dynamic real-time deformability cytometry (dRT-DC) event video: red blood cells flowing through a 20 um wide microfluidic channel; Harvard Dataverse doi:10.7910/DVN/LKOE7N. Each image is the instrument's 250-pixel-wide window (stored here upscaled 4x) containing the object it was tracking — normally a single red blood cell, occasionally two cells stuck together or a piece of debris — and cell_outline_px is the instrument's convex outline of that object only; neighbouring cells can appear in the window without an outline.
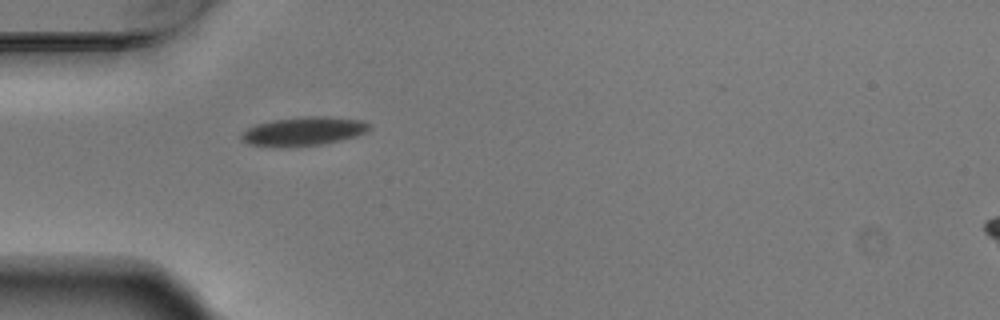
{"species": "Egyptian fruit bat (a non-hibernating species)", "species_latin": "Rousettus aegyptiacus", "temperature_condition": "warm", "stored_images_in_passage": 1, "camera_frame_rate_fps": 3000, "um_per_image_px": 0.085, "animal": {"sex": "male"}, "frame": {"image": 1, "passage_image": 1, "time_ms": 0.0, "image_size_px": [1000, 320], "cell_outline_px": [[372, 128], [368, 132], [356, 136], [320, 144], [288, 148], [276, 148], [248, 144], [240, 136], [248, 128], [256, 124], [272, 120], [308, 116], [324, 116], [364, 120], [372, 124]], "centroid_in_image_um": [25.84, 11.17], "position_along_channel_um": 59.2, "area_um2": 21.73}}